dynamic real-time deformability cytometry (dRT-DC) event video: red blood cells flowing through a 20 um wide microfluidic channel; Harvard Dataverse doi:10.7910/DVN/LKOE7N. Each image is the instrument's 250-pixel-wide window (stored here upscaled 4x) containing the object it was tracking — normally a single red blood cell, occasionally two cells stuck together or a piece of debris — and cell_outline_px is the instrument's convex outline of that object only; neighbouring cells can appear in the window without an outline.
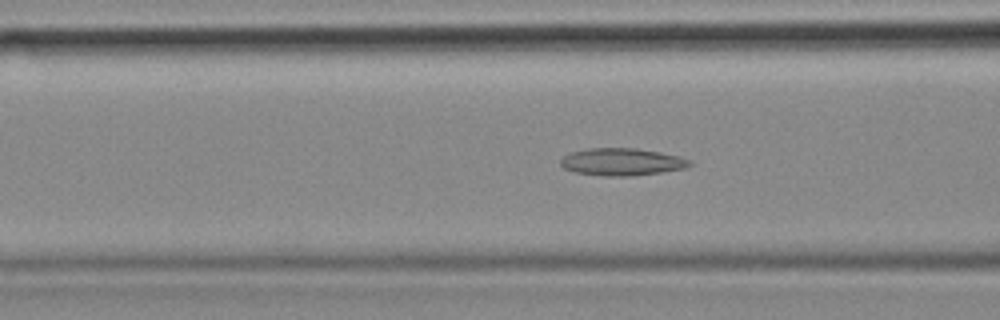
{"species": "common noctule bat (a hibernating species)", "species_latin": "Nyctalus noctula", "temperature_condition": "cold", "stored_images_in_passage": 54, "camera_frame_rate_fps": 3000, "um_per_image_px": 0.085, "animal": {"sex": "female", "body_mass_g": 18.4}, "frame": {"image": 1, "passage_image": 20, "time_ms": 6.333, "image_size_px": [1000, 320], "cell_outline_px": [[692, 164], [688, 168], [632, 176], [604, 176], [576, 172], [564, 168], [560, 164], [560, 160], [564, 156], [572, 152], [588, 148], [636, 148], [660, 152], [680, 156], [692, 160]], "centroid_in_image_um": [52.9, 13.76], "position_along_channel_um": 113.7, "area_um2": 20.63}}
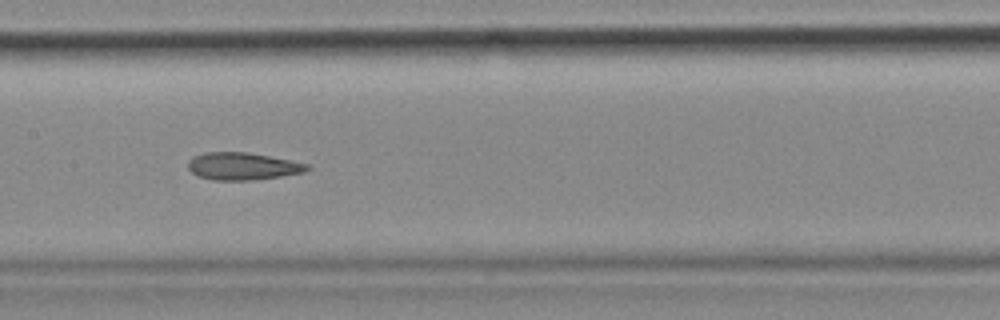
{"frame": {"image": 2, "passage_image": 26, "time_ms": 8.333, "image_size_px": [1000, 320], "cell_outline_px": [[312, 168], [304, 172], [280, 176], [252, 180], [212, 180], [196, 176], [188, 168], [188, 160], [192, 156], [204, 152], [248, 152], [292, 160], [312, 164]], "centroid_in_image_um": [20.63, 14.12], "position_along_channel_um": 186.8, "area_um2": 19.31}}
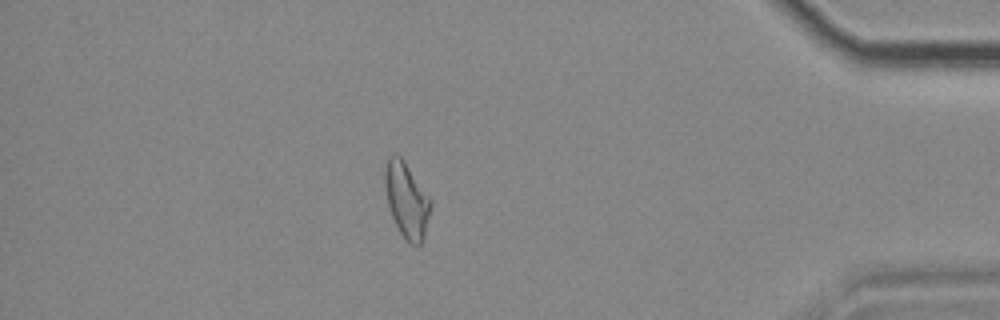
{"frame": {"image": 3, "passage_image": 47, "time_ms": 15.333, "image_size_px": [1000, 320], "cell_outline_px": [[432, 204], [424, 236], [420, 244], [416, 248], [408, 244], [404, 240], [392, 216], [388, 204], [384, 184], [384, 172], [388, 156], [396, 152], [404, 160], [432, 200]], "centroid_in_image_um": [34.56, 17.01], "position_along_channel_um": 400.6, "area_um2": 20.35}, "authors_computed_cell_mechanics": {"area_um2": 20.2878, "velocity_mm_per_s": 3.6497, "shape_relaxation_time_tau1_ms": null, "shape_relaxation_time_tau2_ms": 4.197, "deformation_change_tau1": null, "deformation_change_tau2": 0.1293}}